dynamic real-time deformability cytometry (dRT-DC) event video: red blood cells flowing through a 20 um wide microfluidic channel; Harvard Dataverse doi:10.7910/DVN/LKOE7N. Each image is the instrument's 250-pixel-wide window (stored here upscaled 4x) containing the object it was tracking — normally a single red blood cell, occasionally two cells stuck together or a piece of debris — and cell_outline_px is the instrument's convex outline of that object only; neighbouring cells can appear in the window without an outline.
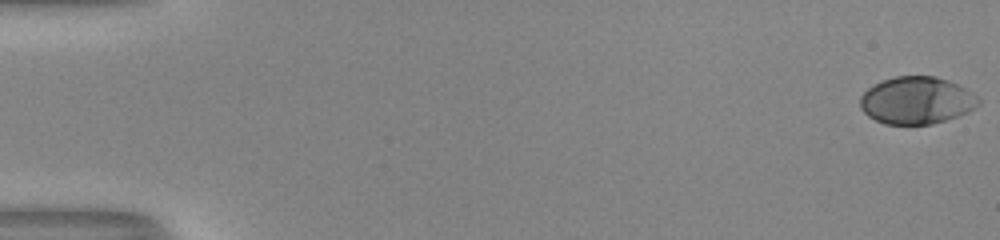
{"species": "human", "species_latin": "Homo sapiens", "temperature_condition": "room temperature", "stored_images_in_passage": 53, "camera_frame_rate_fps": 3000, "um_per_image_px": 0.085, "donor": {"sex": "male"}, "frame": {"image": 1, "passage_image": 1, "time_ms": 0.0, "image_size_px": [1000, 240], "cell_outline_px": [[980, 104], [976, 108], [968, 112], [932, 124], [884, 124], [868, 116], [860, 108], [860, 96], [868, 88], [880, 80], [896, 76], [936, 76], [948, 80], [972, 92], [980, 100]], "centroid_in_image_um": [77.89, 8.53], "position_along_channel_um": 7.1, "area_um2": 32.66}}
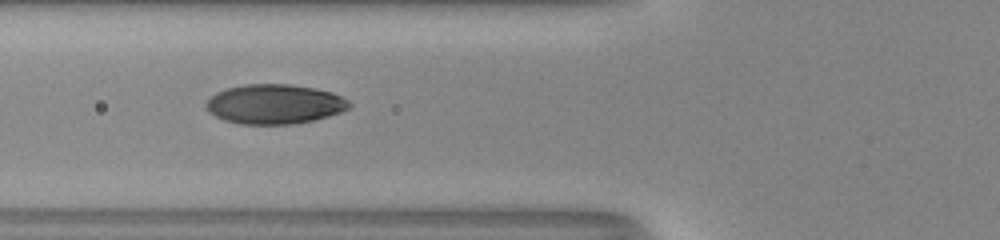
{"frame": {"image": 2, "passage_image": 22, "time_ms": 7.0, "image_size_px": [1000, 240], "cell_outline_px": [[352, 104], [348, 108], [340, 112], [328, 116], [312, 120], [292, 124], [240, 124], [224, 120], [208, 112], [204, 104], [216, 92], [228, 88], [244, 84], [288, 84], [312, 88], [332, 92], [348, 100]], "centroid_in_image_um": [23.31, 8.85], "position_along_channel_um": 102.5, "area_um2": 32.89}}
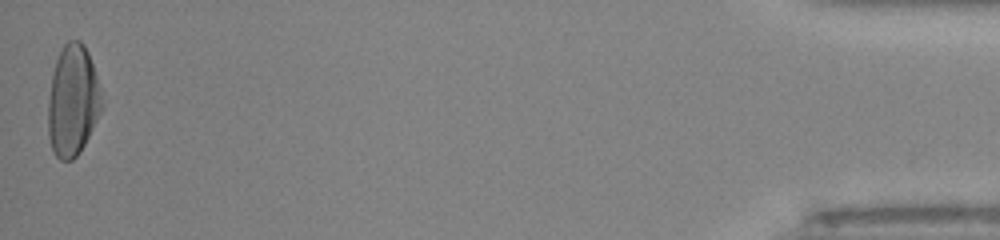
{"frame": {"image": 3, "passage_image": 53, "time_ms": 17.333, "image_size_px": [1000, 240], "cell_outline_px": [[104, 108], [80, 152], [72, 160], [60, 160], [56, 156], [52, 148], [48, 136], [48, 100], [52, 76], [56, 60], [64, 44], [68, 40], [80, 40], [84, 44], [88, 52], [100, 88], [104, 104]], "centroid_in_image_um": [6.2, 8.57], "position_along_channel_um": 429.0, "area_um2": 34.85}, "authors_computed_cell_mechanics": {"area_um2": 32.8882, "velocity_mm_per_s": 4.0684, "shape_relaxation_time_tau1_ms": 4.0114, "shape_relaxation_time_tau2_ms": null, "deformation_change_tau1": 0.2032, "deformation_change_tau2": null}}